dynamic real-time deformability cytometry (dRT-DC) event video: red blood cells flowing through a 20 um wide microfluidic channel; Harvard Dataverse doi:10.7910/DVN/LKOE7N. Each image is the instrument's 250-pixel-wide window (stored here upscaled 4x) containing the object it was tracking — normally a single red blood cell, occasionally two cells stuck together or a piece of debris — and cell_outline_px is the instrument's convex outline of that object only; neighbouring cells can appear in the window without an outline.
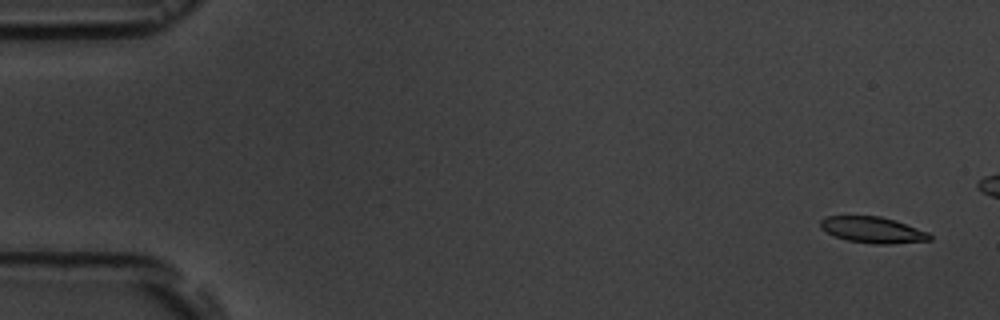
{"species": "common noctule bat (a hibernating species)", "species_latin": "Nyctalus noctula", "temperature_condition": "room temperature", "stored_images_in_passage": 5, "camera_frame_rate_fps": 3000, "um_per_image_px": 0.085, "animal": {"sex": "male", "body_mass_g": 19.5, "forearm_length_mm": 54.6}, "frame": {"image": 1, "passage_image": 1, "time_ms": 0.0, "image_size_px": [1000, 320], "cell_outline_px": [[932, 240], [892, 244], [872, 244], [848, 240], [836, 236], [820, 228], [820, 220], [828, 216], [880, 216], [896, 220], [928, 232], [932, 236]], "centroid_in_image_um": [74.22, 19.54], "position_along_channel_um": 10.8, "area_um2": 16.65}}